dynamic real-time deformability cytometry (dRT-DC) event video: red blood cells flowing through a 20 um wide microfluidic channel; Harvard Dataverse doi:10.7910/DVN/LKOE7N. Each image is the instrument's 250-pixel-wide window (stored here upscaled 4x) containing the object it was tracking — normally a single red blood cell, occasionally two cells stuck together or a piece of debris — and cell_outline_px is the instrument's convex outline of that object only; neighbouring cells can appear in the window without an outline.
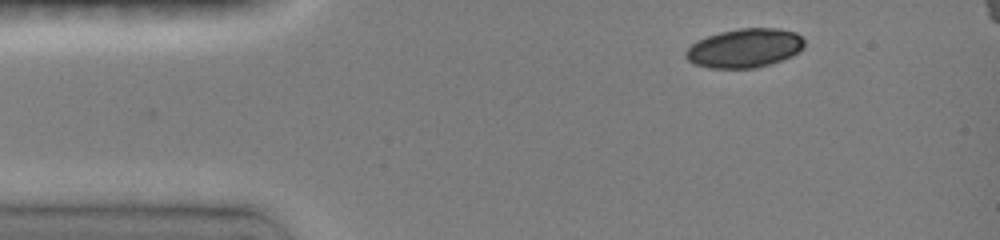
{"species": "common noctule bat (a hibernating species)", "species_latin": "Nyctalus noctula", "temperature_condition": "room temperature", "stored_images_in_passage": 29, "camera_frame_rate_fps": 3000, "um_per_image_px": 0.085, "animal": {"sex": "female", "body_mass_g": 19.0, "forearm_length_mm": 51.5}, "frame": {"image": 1, "passage_image": 1, "time_ms": 0.0, "image_size_px": [1000, 240], "cell_outline_px": [[804, 48], [792, 56], [756, 68], [708, 68], [696, 64], [688, 60], [684, 56], [684, 52], [696, 40], [720, 32], [740, 28], [776, 28], [796, 32], [804, 40]], "centroid_in_image_um": [63.29, 4.09], "position_along_channel_um": 21.7, "area_um2": 26.93}}
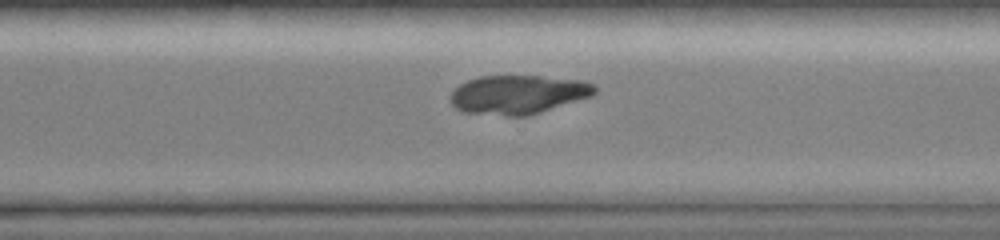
{"frame": {"image": 2, "passage_image": 20, "time_ms": 9.0, "image_size_px": [1000, 240], "cell_outline_px": [[596, 92], [592, 96], [528, 116], [508, 116], [464, 112], [456, 108], [452, 104], [452, 92], [460, 84], [468, 80], [480, 76], [540, 76], [584, 80], [596, 84]], "centroid_in_image_um": [44.09, 8.03], "position_along_channel_um": 326.5, "area_um2": 32.71}}
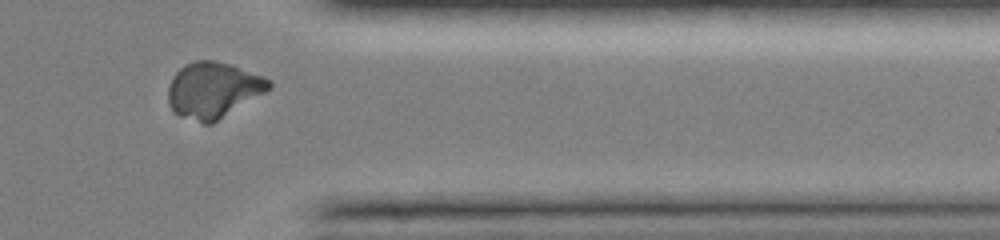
{"frame": {"image": 3, "passage_image": 24, "time_ms": 10.667, "image_size_px": [1000, 240], "cell_outline_px": [[272, 88], [212, 124], [204, 124], [180, 116], [168, 104], [168, 88], [172, 76], [184, 64], [192, 60], [216, 60], [232, 64], [264, 76], [272, 80]], "centroid_in_image_um": [18.13, 7.63], "position_along_channel_um": 393.3, "area_um2": 33.18}}